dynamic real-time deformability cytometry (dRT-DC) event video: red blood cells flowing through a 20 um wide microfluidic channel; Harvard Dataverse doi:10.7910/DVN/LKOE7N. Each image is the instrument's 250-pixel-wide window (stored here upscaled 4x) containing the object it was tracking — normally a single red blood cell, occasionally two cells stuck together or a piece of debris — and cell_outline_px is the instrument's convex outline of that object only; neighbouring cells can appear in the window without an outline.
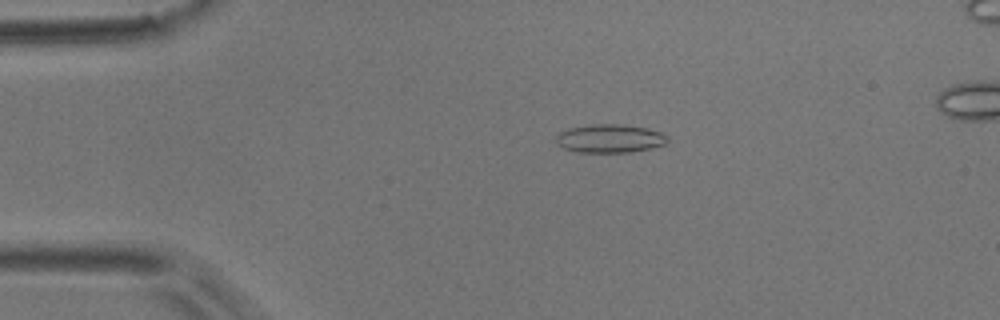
{"species": "common noctule bat (a hibernating species)", "species_latin": "Nyctalus noctula", "temperature_condition": "room temperature", "stored_images_in_passage": 53, "camera_frame_rate_fps": 3000, "um_per_image_px": 0.085, "animal": {"sex": "male", "body_mass_g": 17.9}, "frame": {"image": 1, "passage_image": 11, "time_ms": 3.333, "image_size_px": [1000, 320], "cell_outline_px": [[668, 140], [664, 144], [632, 152], [576, 152], [564, 148], [556, 144], [556, 136], [560, 132], [568, 128], [588, 124], [620, 124], [648, 128], [660, 132], [668, 136]], "centroid_in_image_um": [51.8, 11.76], "position_along_channel_um": 33.2, "area_um2": 18.5}}
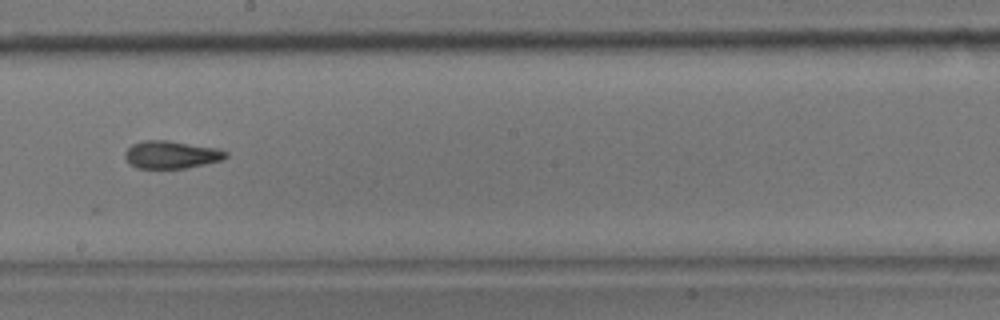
{"frame": {"image": 2, "passage_image": 30, "time_ms": 9.667, "image_size_px": [1000, 320], "cell_outline_px": [[228, 156], [224, 160], [184, 168], [136, 168], [128, 164], [124, 156], [124, 152], [132, 144], [144, 140], [168, 140], [220, 148], [228, 152]], "centroid_in_image_um": [14.57, 13.14], "position_along_channel_um": 233.6, "area_um2": 16.53}}
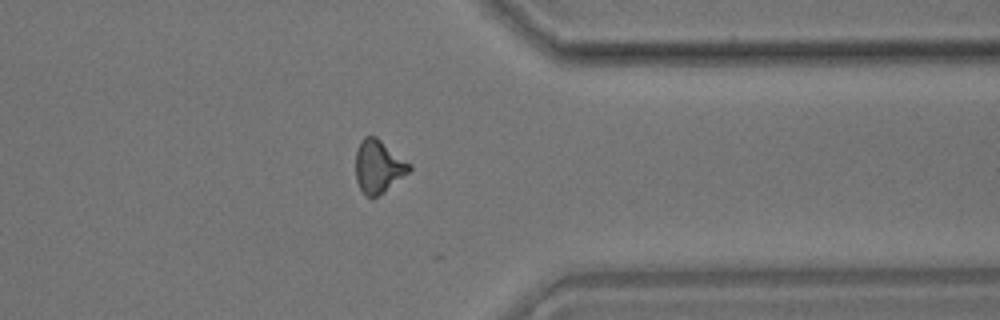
{"frame": {"image": 3, "passage_image": 42, "time_ms": 13.667, "image_size_px": [1000, 320], "cell_outline_px": [[412, 168], [408, 172], [384, 192], [372, 200], [360, 188], [356, 180], [356, 152], [360, 140], [364, 136], [376, 136], [412, 164]], "centroid_in_image_um": [32.17, 14.14], "position_along_channel_um": 379.2, "area_um2": 16.59}, "authors_computed_cell_mechanics": {"area_um2": 16.473, "velocity_mm_per_s": 3.8212, "shape_relaxation_time_tau1_ms": null, "shape_relaxation_time_tau2_ms": 2.5154, "deformation_change_tau1": null, "deformation_change_tau2": 0.0948}}